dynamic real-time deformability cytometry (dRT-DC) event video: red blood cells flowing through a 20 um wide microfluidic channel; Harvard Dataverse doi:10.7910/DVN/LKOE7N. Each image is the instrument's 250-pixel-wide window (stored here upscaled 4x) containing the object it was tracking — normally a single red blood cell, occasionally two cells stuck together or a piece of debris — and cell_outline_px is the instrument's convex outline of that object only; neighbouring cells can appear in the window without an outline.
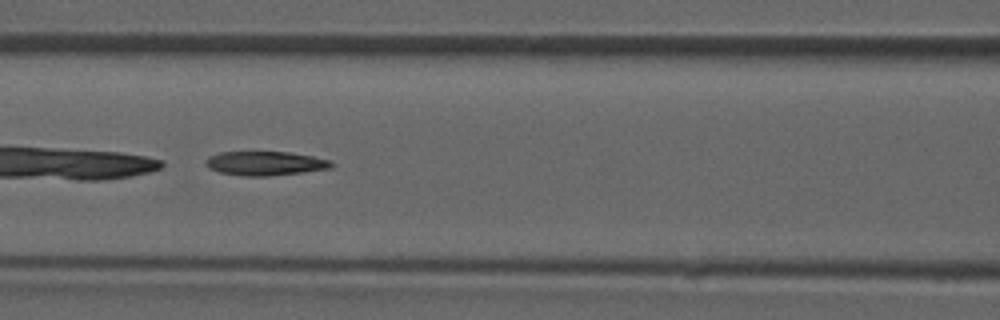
{"species": "common noctule bat (a hibernating species)", "species_latin": "Nyctalus noctula", "temperature_condition": "room temperature", "stored_images_in_passage": 47, "camera_frame_rate_fps": 3000, "um_per_image_px": 0.085, "animal": {"sex": "male", "forearm_length_mm": 52.5}, "frame": {"image": 1, "passage_image": 21, "time_ms": 6.667, "image_size_px": [1000, 320], "cell_outline_px": [[336, 164], [332, 168], [304, 172], [268, 176], [244, 176], [220, 172], [208, 168], [204, 160], [208, 156], [220, 152], [292, 152], [332, 160]], "centroid_in_image_um": [22.58, 13.88], "position_along_channel_um": 144.0, "area_um2": 17.86}}